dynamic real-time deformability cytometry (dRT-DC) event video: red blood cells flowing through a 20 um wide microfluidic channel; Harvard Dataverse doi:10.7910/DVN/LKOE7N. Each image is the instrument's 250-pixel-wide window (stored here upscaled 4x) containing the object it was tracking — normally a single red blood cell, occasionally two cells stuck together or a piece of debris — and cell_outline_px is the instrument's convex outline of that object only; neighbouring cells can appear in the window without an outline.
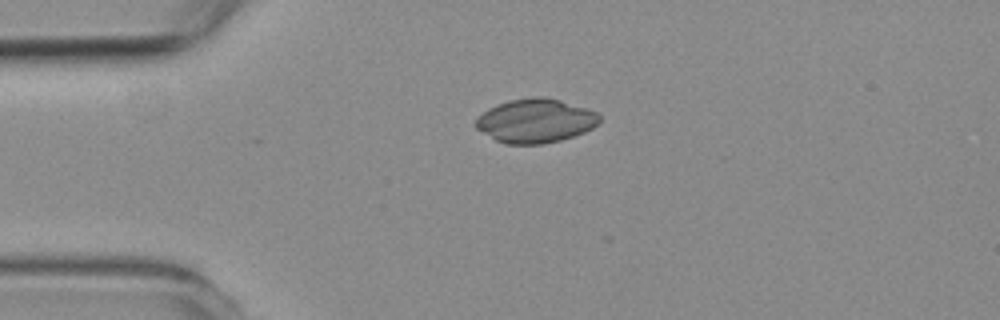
{"species": "common noctule bat (a hibernating species)", "species_latin": "Nyctalus noctula", "temperature_condition": "room temperature", "stored_images_in_passage": 26, "camera_frame_rate_fps": 3000, "um_per_image_px": 0.085, "animal": {"sex": "female", "body_mass_g": 19.3, "forearm_length_mm": 54.1}, "frame": {"image": 1, "passage_image": 1, "time_ms": 0.0, "image_size_px": [1000, 320], "cell_outline_px": [[600, 120], [592, 128], [584, 132], [560, 140], [544, 144], [504, 144], [496, 140], [476, 128], [472, 124], [488, 108], [496, 104], [508, 100], [532, 96], [544, 96], [560, 100], [588, 108], [596, 112], [600, 116]], "centroid_in_image_um": [45.5, 10.25], "position_along_channel_um": 39.5, "area_um2": 31.79}}
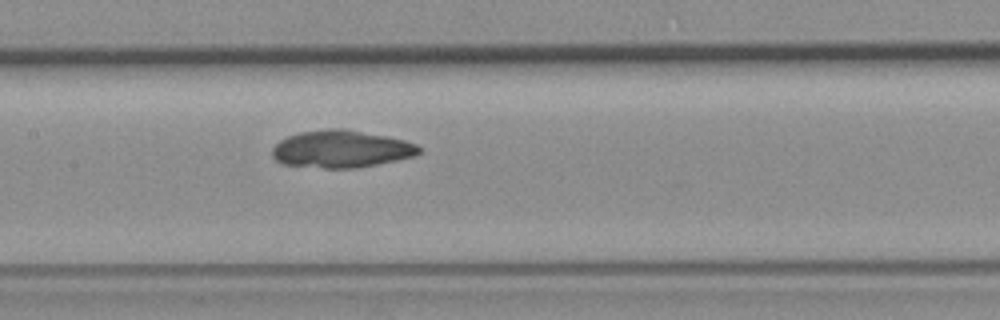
{"frame": {"image": 2, "passage_image": 15, "time_ms": 4.667, "image_size_px": [1000, 320], "cell_outline_px": [[420, 152], [416, 156], [356, 168], [324, 168], [280, 164], [272, 156], [272, 148], [280, 140], [288, 136], [300, 132], [328, 128], [344, 128], [388, 136], [404, 140], [416, 144], [420, 148]], "centroid_in_image_um": [28.99, 12.66], "position_along_channel_um": 178.4, "area_um2": 32.08}}
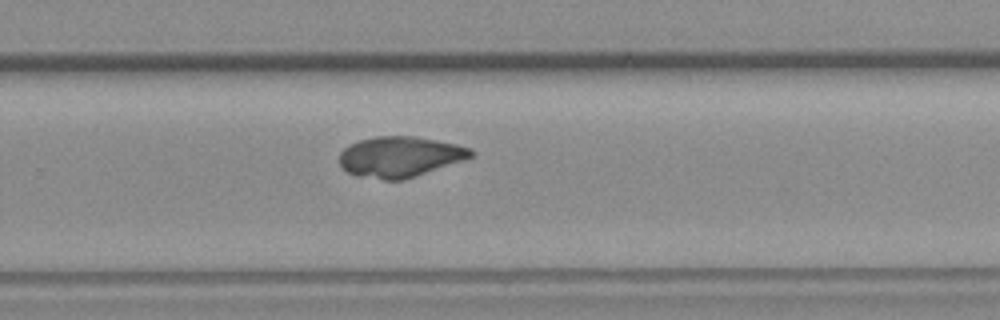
{"frame": {"image": 3, "passage_image": 25, "time_ms": 8.0, "image_size_px": [1000, 320], "cell_outline_px": [[476, 152], [472, 156], [416, 176], [404, 180], [384, 180], [356, 176], [348, 172], [340, 164], [340, 152], [348, 144], [360, 140], [376, 136], [416, 136], [456, 144], [472, 148]], "centroid_in_image_um": [33.97, 13.32], "position_along_channel_um": 295.8, "area_um2": 31.04}}